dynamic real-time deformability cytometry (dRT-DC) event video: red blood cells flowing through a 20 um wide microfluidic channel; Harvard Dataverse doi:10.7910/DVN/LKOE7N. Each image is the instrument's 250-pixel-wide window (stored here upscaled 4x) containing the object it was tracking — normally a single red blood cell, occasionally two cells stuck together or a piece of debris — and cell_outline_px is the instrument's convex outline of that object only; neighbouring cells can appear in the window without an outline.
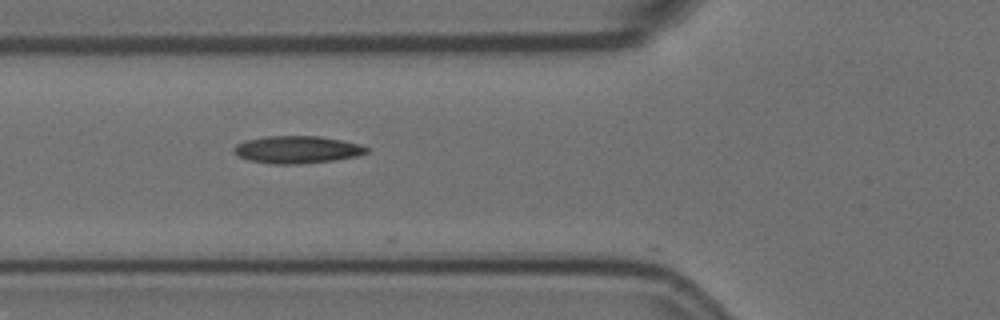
{"species": "Egyptian fruit bat (a non-hibernating species)", "species_latin": "Rousettus aegyptiacus", "temperature_condition": "room temperature", "stored_images_in_passage": 5, "camera_frame_rate_fps": 3000, "um_per_image_px": 0.085, "animal": {"sex": "female"}, "frame": {"image": 1, "passage_image": 4, "time_ms": 1.0, "image_size_px": [1000, 320], "cell_outline_px": [[368, 152], [356, 156], [332, 160], [296, 164], [272, 164], [248, 160], [240, 156], [232, 148], [236, 144], [244, 140], [264, 136], [320, 136], [360, 144], [368, 148]], "centroid_in_image_um": [25.22, 12.71], "position_along_channel_um": 100.6, "area_um2": 21.04}}